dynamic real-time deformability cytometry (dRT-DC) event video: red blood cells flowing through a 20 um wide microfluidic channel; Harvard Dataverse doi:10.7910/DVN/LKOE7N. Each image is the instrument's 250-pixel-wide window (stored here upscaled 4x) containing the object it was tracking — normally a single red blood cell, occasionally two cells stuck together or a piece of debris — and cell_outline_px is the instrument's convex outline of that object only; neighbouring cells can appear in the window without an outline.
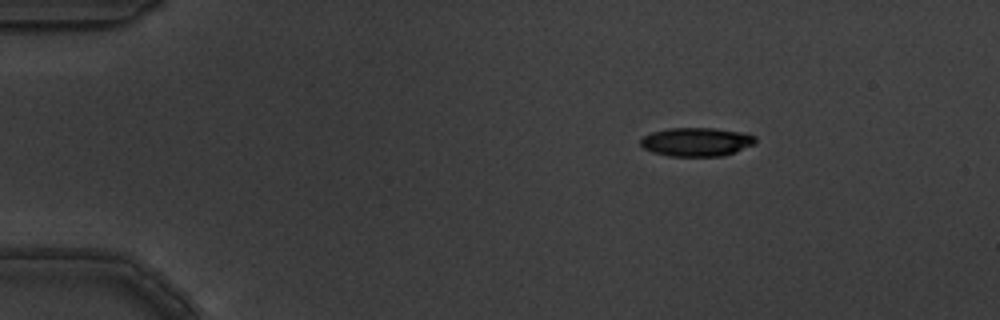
{"species": "common noctule bat (a hibernating species)", "species_latin": "Nyctalus noctula", "temperature_condition": "warm", "stored_images_in_passage": 5, "camera_frame_rate_fps": 3000, "um_per_image_px": 0.085, "animal": {"sex": "male", "body_mass_g": 19.5, "forearm_length_mm": 54.6}, "frame": {"image": 1, "passage_image": 2, "time_ms": 0.333, "image_size_px": [1000, 320], "cell_outline_px": [[756, 140], [752, 144], [724, 156], [668, 156], [652, 152], [644, 148], [640, 144], [640, 140], [644, 136], [652, 132], [668, 128], [712, 128], [740, 132], [756, 136]], "centroid_in_image_um": [59.15, 12.06], "position_along_channel_um": 25.8, "area_um2": 19.02}}